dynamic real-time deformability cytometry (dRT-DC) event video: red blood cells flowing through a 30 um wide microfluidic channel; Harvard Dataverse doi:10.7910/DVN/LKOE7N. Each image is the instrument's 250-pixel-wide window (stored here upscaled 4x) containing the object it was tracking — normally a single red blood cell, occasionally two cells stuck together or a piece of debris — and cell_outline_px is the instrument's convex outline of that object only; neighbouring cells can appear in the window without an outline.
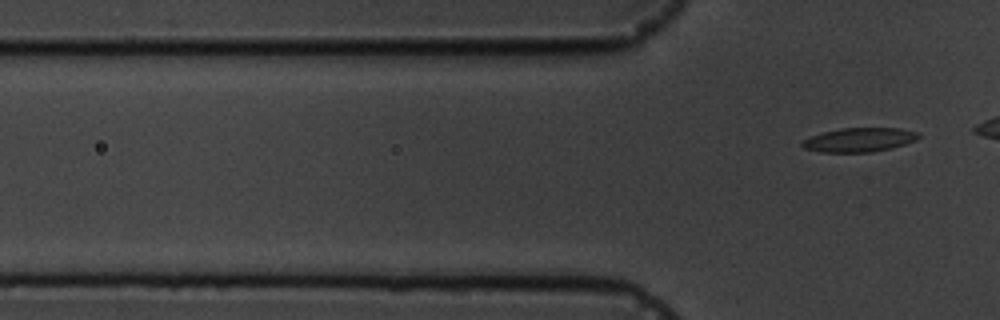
{"species": "common noctule bat (a hibernating species)", "species_latin": "Nyctalus noctula", "temperature_condition": "cold", "stored_images_in_passage": 6, "camera_frame_rate_fps": 3000, "um_per_image_px": 0.085, "animal": {"sex": "male", "body_mass_g": 19.5, "forearm_length_mm": 54.6}, "frame": {"image": 1, "passage_image": 6, "time_ms": 5.667, "image_size_px": [1000, 320], "cell_outline_px": [[920, 136], [916, 140], [892, 148], [872, 152], [820, 152], [804, 148], [800, 144], [804, 140], [812, 136], [824, 132], [840, 128], [900, 128], [920, 132]], "centroid_in_image_um": [73.07, 11.88], "position_along_channel_um": 52.7, "area_um2": 16.3}}